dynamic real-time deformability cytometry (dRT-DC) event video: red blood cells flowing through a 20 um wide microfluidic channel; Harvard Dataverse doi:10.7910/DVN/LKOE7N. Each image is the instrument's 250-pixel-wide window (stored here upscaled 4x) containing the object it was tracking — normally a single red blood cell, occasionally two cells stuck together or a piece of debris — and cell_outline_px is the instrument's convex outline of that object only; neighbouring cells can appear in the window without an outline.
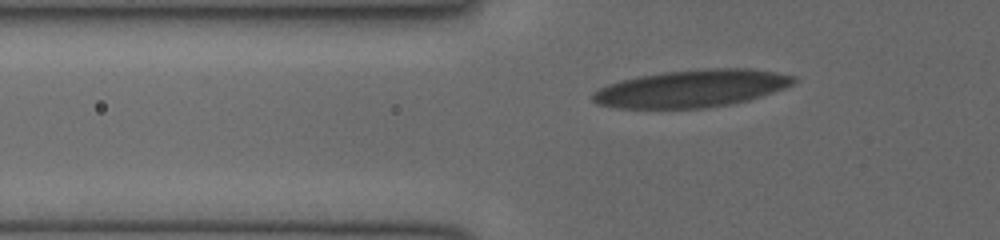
{"species": "human", "species_latin": "Homo sapiens", "temperature_condition": "cold", "stored_images_in_passage": 39, "camera_frame_rate_fps": 3000, "um_per_image_px": 0.085, "donor": {"sex": "female"}, "frame": {"image": 1, "passage_image": 9, "time_ms": 2.667, "image_size_px": [1000, 240], "cell_outline_px": [[796, 80], [792, 84], [784, 88], [748, 100], [728, 104], [704, 108], [616, 108], [596, 104], [592, 100], [592, 92], [608, 84], [620, 80], [636, 76], [664, 72], [708, 68], [752, 68], [776, 72], [792, 76]], "centroid_in_image_um": [58.74, 7.52], "position_along_channel_um": 67.1, "area_um2": 43.75}}
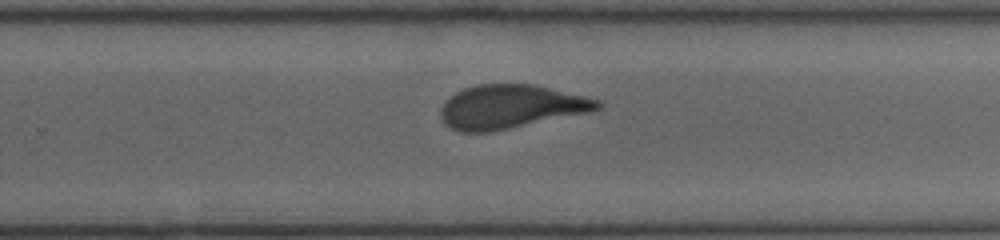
{"frame": {"image": 2, "passage_image": 25, "time_ms": 8.0, "image_size_px": [1000, 240], "cell_outline_px": [[604, 104], [600, 108], [588, 112], [488, 132], [460, 132], [444, 124], [440, 116], [440, 108], [456, 92], [464, 88], [476, 84], [532, 84], [584, 96], [600, 100]], "centroid_in_image_um": [43.38, 9.06], "position_along_channel_um": 286.4, "area_um2": 39.42}}
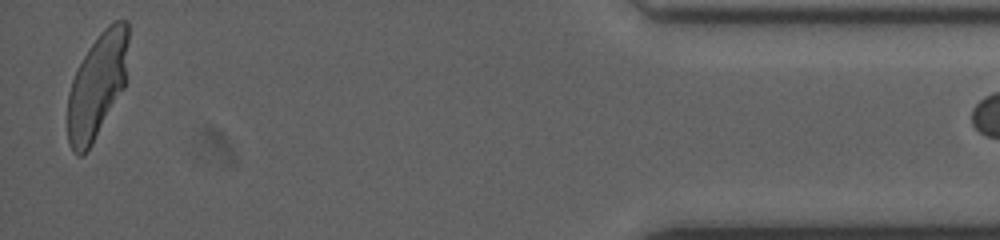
{"frame": {"image": 3, "passage_image": 39, "time_ms": 12.667, "image_size_px": [1000, 240], "cell_outline_px": [[128, 40], [124, 88], [92, 144], [80, 156], [76, 156], [72, 152], [68, 144], [68, 92], [72, 80], [88, 48], [100, 32], [108, 24], [116, 20], [128, 20]], "centroid_in_image_um": [8.25, 7.28], "position_along_channel_um": 426.9, "area_um2": 36.93}}